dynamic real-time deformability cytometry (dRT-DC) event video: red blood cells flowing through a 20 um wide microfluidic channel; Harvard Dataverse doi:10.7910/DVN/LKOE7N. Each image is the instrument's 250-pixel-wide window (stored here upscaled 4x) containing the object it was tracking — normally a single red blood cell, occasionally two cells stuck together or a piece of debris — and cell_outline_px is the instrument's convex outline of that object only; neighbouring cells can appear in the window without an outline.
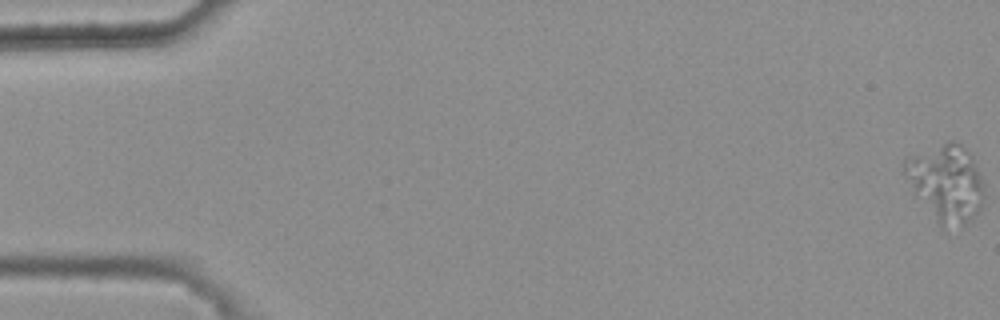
{"species": "common noctule bat (a hibernating species)", "species_latin": "Nyctalus noctula", "temperature_condition": "warm", "stored_images_in_passage": 50, "camera_frame_rate_fps": 3000, "um_per_image_px": 0.085, "animal": {"sex": "female", "body_mass_g": 25.1}, "frame": {"image": 1, "passage_image": 1, "time_ms": 0.0, "image_size_px": [1000, 320], "cell_outline_px": [[984, 196], [980, 208], [968, 220], [944, 232], [940, 228], [916, 192], [904, 172], [904, 160], [912, 156], [952, 140], [956, 140], [972, 156], [980, 176]], "centroid_in_image_um": [80.45, 15.57], "position_along_channel_um": 4.5, "area_um2": 34.39}}
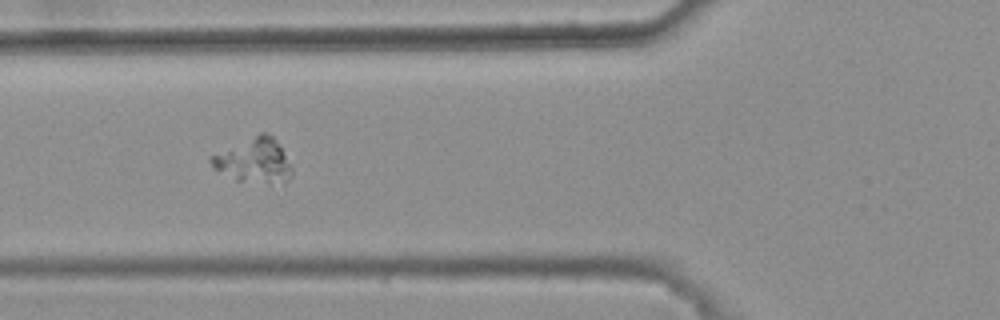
{"frame": {"image": 2, "passage_image": 22, "time_ms": 7.0, "image_size_px": [1000, 320], "cell_outline_px": [[292, 172], [288, 180], [284, 184], [236, 180], [212, 168], [208, 160], [208, 156], [260, 132], [268, 132], [276, 140], [292, 168]], "centroid_in_image_um": [21.55, 13.64], "position_along_channel_um": 104.2, "area_um2": 20.98}}
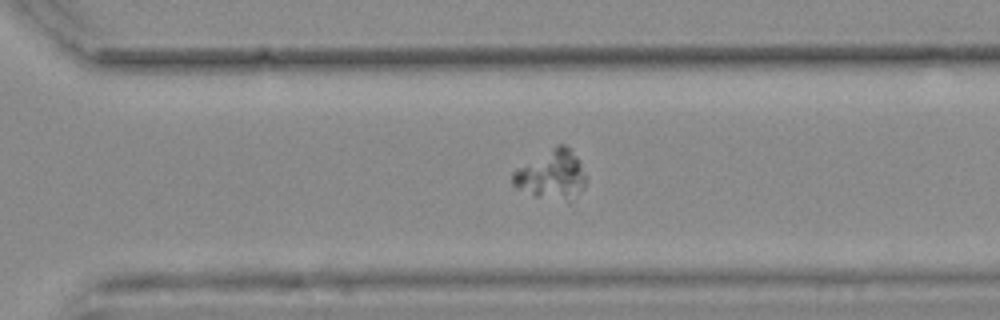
{"frame": {"image": 3, "passage_image": 40, "time_ms": 13.0, "image_size_px": [1000, 320], "cell_outline_px": [[588, 180], [584, 188], [580, 192], [568, 200], [532, 196], [512, 184], [512, 172], [556, 144], [564, 144], [580, 160]], "centroid_in_image_um": [46.92, 14.84], "position_along_channel_um": 323.7, "area_um2": 20.81}}